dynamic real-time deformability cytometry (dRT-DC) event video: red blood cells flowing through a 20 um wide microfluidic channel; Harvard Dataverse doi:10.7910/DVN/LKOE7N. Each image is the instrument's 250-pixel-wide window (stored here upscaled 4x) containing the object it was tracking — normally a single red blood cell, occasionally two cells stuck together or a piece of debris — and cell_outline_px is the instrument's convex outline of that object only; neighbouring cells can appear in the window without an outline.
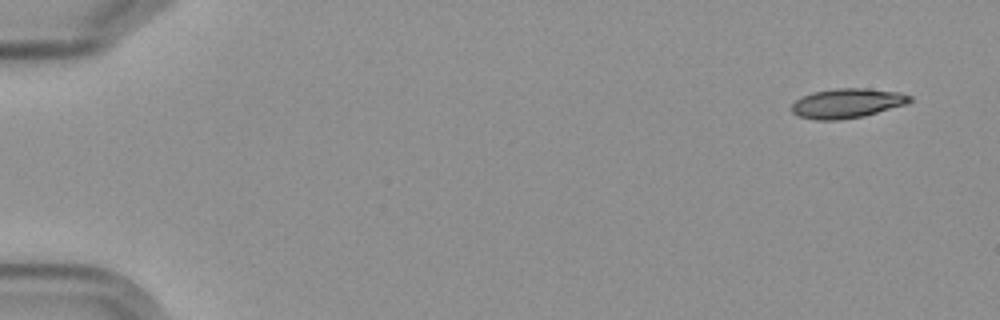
{"species": "Egyptian fruit bat (a non-hibernating species)", "species_latin": "Rousettus aegyptiacus", "temperature_condition": "cold", "stored_images_in_passage": 6, "camera_frame_rate_fps": 3000, "um_per_image_px": 0.085, "frame": {"image": 1, "passage_image": 1, "time_ms": 0.0, "image_size_px": [1000, 320], "cell_outline_px": [[912, 100], [904, 104], [864, 116], [840, 120], [816, 120], [800, 116], [792, 112], [792, 104], [796, 100], [812, 92], [836, 88], [864, 88], [900, 92], [912, 96]], "centroid_in_image_um": [72.0, 8.77], "position_along_channel_um": 13.0, "area_um2": 20.17}}